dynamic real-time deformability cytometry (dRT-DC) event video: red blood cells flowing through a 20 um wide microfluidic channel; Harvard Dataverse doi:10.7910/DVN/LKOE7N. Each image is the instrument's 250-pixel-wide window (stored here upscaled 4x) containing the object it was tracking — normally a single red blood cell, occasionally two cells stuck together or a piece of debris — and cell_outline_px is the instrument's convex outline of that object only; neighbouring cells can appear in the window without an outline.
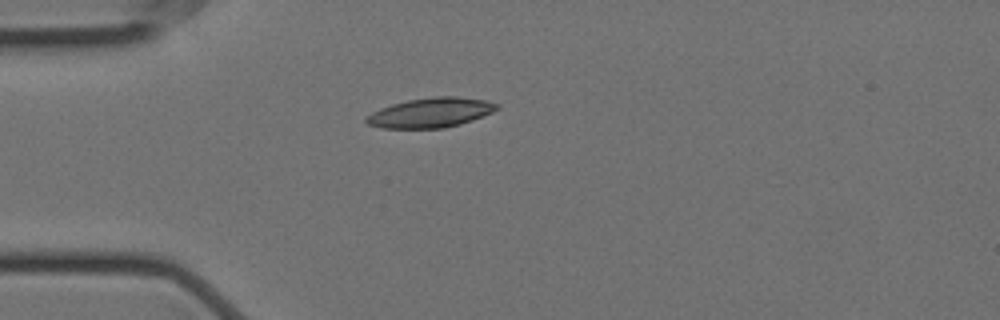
{"species": "Egyptian fruit bat (a non-hibernating species)", "species_latin": "Rousettus aegyptiacus", "temperature_condition": "cold", "stored_images_in_passage": 37, "camera_frame_rate_fps": 3000, "um_per_image_px": 0.085, "animal": {"sex": "female"}, "frame": {"image": 1, "passage_image": 1, "time_ms": 0.0, "image_size_px": [1000, 320], "cell_outline_px": [[500, 108], [492, 112], [472, 120], [460, 124], [444, 128], [380, 128], [368, 124], [364, 120], [364, 116], [380, 108], [392, 104], [408, 100], [436, 96], [456, 96], [484, 100], [500, 104]], "centroid_in_image_um": [36.59, 9.57], "position_along_channel_um": 48.4, "area_um2": 22.66}}
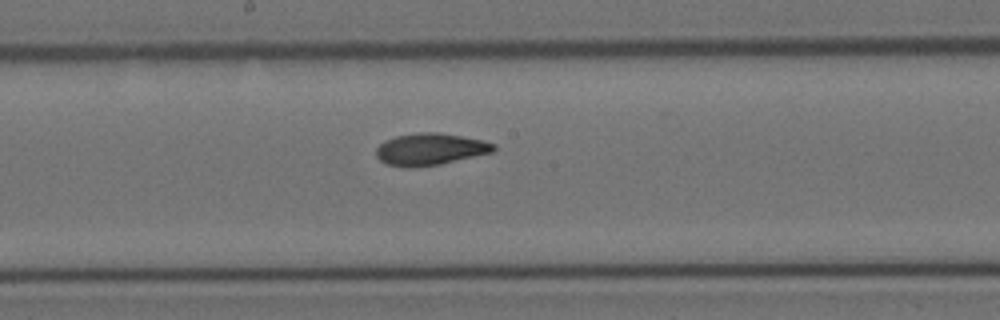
{"frame": {"image": 2, "passage_image": 16, "time_ms": 5.0, "image_size_px": [1000, 320], "cell_outline_px": [[496, 148], [492, 152], [440, 164], [408, 168], [404, 168], [384, 164], [376, 156], [376, 148], [384, 140], [396, 136], [420, 132], [436, 132], [484, 140], [496, 144]], "centroid_in_image_um": [36.53, 12.69], "position_along_channel_um": 211.7, "area_um2": 21.91}}
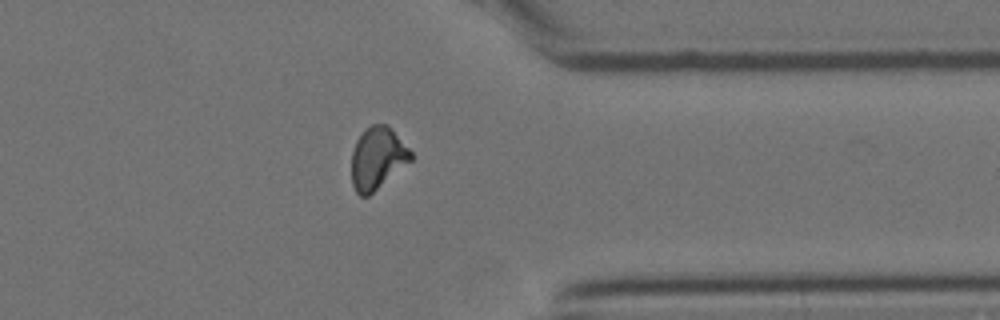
{"frame": {"image": 3, "passage_image": 31, "time_ms": 10.0, "image_size_px": [1000, 320], "cell_outline_px": [[412, 160], [368, 196], [360, 196], [356, 192], [352, 184], [352, 152], [356, 140], [364, 128], [372, 124], [388, 124], [412, 152]], "centroid_in_image_um": [32.07, 13.42], "position_along_channel_um": 379.3, "area_um2": 21.44}}